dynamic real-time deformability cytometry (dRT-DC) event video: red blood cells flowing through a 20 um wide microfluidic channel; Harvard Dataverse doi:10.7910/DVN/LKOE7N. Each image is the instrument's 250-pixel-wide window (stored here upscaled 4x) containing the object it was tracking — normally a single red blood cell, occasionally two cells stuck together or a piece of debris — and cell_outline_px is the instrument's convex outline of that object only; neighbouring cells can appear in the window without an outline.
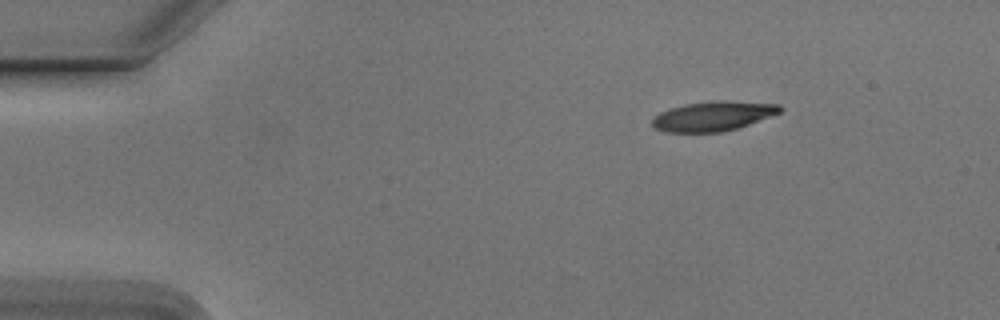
{"species": "Egyptian fruit bat (a non-hibernating species)", "species_latin": "Rousettus aegyptiacus", "temperature_condition": "cold", "stored_images_in_passage": 47, "camera_frame_rate_fps": 3000, "um_per_image_px": 0.085, "animal": {"sex": "male"}, "frame": {"image": 1, "passage_image": 1, "time_ms": 0.0, "image_size_px": [1000, 320], "cell_outline_px": [[784, 108], [780, 112], [748, 124], [736, 128], [720, 132], [668, 132], [652, 128], [652, 116], [660, 112], [684, 104], [720, 100], [724, 100], [780, 104]], "centroid_in_image_um": [60.58, 9.86], "position_along_channel_um": 24.4, "area_um2": 21.96}}
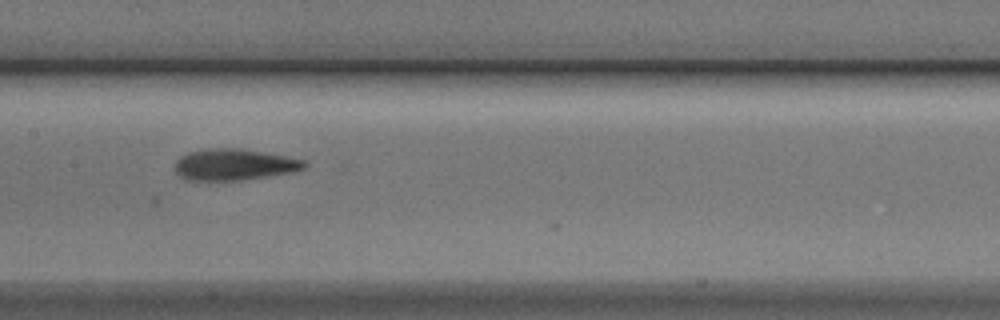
{"frame": {"image": 2, "passage_image": 20, "time_ms": 6.333, "image_size_px": [1000, 320], "cell_outline_px": [[308, 164], [304, 168], [292, 172], [240, 180], [188, 180], [180, 176], [176, 172], [176, 160], [180, 156], [188, 152], [208, 148], [240, 148], [284, 156], [304, 160]], "centroid_in_image_um": [19.88, 13.98], "position_along_channel_um": 187.5, "area_um2": 23.41}}
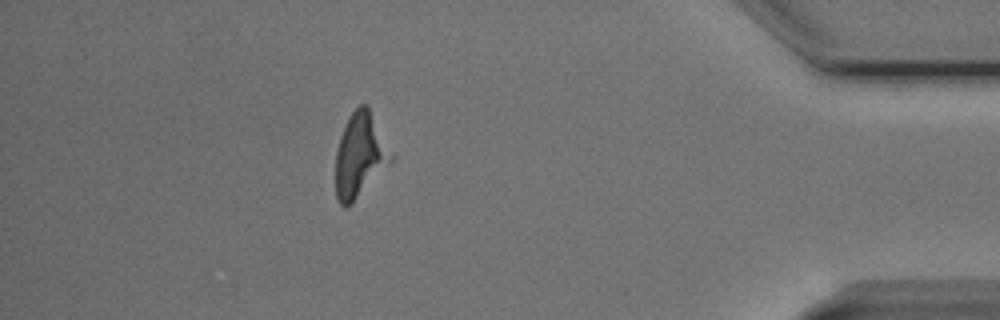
{"frame": {"image": 3, "passage_image": 41, "time_ms": 13.333, "image_size_px": [1000, 320], "cell_outline_px": [[396, 156], [352, 204], [344, 208], [340, 204], [336, 196], [336, 152], [340, 136], [352, 112], [360, 104], [368, 104]], "centroid_in_image_um": [30.63, 13.18], "position_along_channel_um": 404.6, "area_um2": 27.4}, "authors_computed_cell_mechanics": {"area_um2": 23.409, "velocity_mm_per_s": 3.7839, "shape_relaxation_time_tau1_ms": 4.421, "shape_relaxation_time_tau2_ms": 2.5112, "deformation_change_tau1": 0.1739, "deformation_change_tau2": 0.1084}}